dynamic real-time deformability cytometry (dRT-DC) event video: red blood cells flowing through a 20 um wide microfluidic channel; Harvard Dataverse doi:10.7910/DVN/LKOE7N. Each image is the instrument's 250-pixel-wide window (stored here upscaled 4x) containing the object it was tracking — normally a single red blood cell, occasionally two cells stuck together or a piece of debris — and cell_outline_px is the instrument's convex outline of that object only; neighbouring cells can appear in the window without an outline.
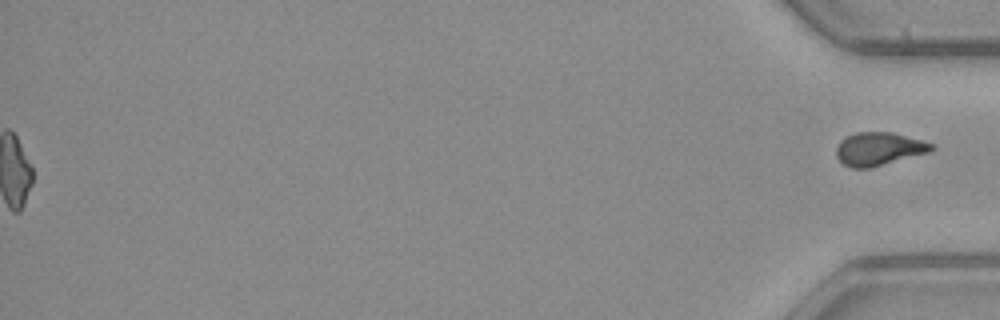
{"species": "common noctule bat (a hibernating species)", "species_latin": "Nyctalus noctula", "temperature_condition": "warm", "stored_images_in_passage": 54, "segment_of_instrument_passage": [2, 2], "camera_frame_rate_fps": 3000, "um_per_image_px": 0.085, "animal": {"sex": "male", "body_mass_g": 23.1, "forearm_length_mm": 52.7}, "frame": {"image": 1, "passage_image": 54, "time_ms": 17.667, "image_size_px": [1000, 320], "cell_outline_px": [[932, 148], [924, 152], [860, 168], [844, 164], [840, 160], [840, 144], [848, 136], [864, 132], [880, 132], [900, 136], [932, 144]], "centroid_in_image_um": [74.65, 12.63], "position_along_channel_um": 360.6, "area_um2": 15.95}}